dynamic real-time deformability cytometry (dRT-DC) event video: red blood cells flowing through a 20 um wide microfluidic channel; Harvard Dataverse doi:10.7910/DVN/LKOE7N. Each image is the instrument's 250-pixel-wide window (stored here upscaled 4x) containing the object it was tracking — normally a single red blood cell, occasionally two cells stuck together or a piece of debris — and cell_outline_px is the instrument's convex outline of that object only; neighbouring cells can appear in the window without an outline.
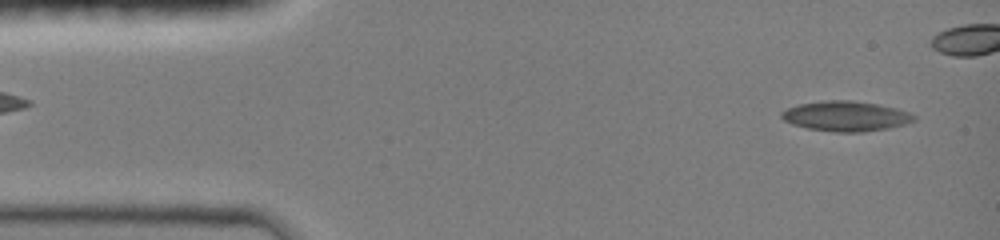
{"species": "common noctule bat (a hibernating species)", "species_latin": "Nyctalus noctula", "temperature_condition": "room temperature", "stored_images_in_passage": 58, "camera_frame_rate_fps": 3000, "um_per_image_px": 0.085, "animal": {"sex": "female", "body_mass_g": 19.0, "forearm_length_mm": 51.5}, "frame": {"image": 1, "passage_image": 4, "time_ms": 0.667, "image_size_px": [1000, 240], "cell_outline_px": [[916, 120], [904, 124], [888, 128], [864, 132], [836, 132], [808, 128], [792, 124], [784, 120], [780, 116], [780, 112], [788, 108], [800, 104], [824, 100], [852, 100], [876, 104], [896, 108], [908, 112], [916, 116]], "centroid_in_image_um": [71.89, 9.87], "position_along_channel_um": 13.1, "area_um2": 23.12}}
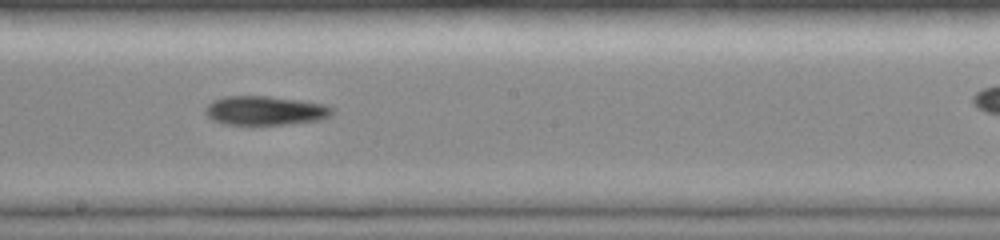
{"frame": {"image": 2, "passage_image": 39, "time_ms": 8.0, "image_size_px": [1000, 240], "cell_outline_px": [[332, 116], [320, 120], [288, 124], [224, 124], [212, 120], [204, 112], [204, 108], [212, 100], [224, 96], [268, 96], [324, 104], [332, 108]], "centroid_in_image_um": [22.5, 9.4], "position_along_channel_um": 225.7, "area_um2": 21.44}}
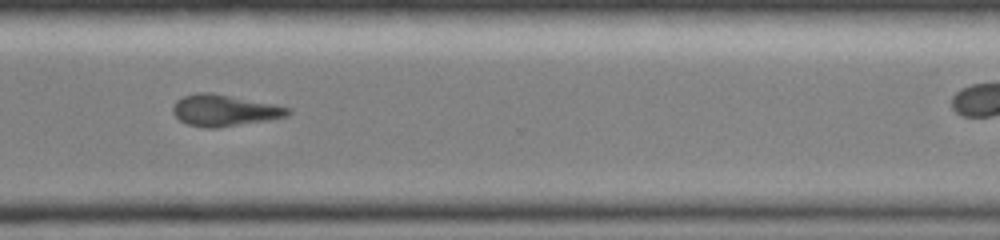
{"frame": {"image": 3, "passage_image": 57, "time_ms": 11.0, "image_size_px": [1000, 240], "cell_outline_px": [[292, 112], [288, 116], [268, 120], [216, 128], [208, 128], [188, 124], [180, 120], [172, 112], [172, 108], [176, 100], [184, 96], [196, 92], [212, 92], [276, 104], [292, 108]], "centroid_in_image_um": [19.1, 9.37], "position_along_channel_um": 351.5, "area_um2": 21.27}}